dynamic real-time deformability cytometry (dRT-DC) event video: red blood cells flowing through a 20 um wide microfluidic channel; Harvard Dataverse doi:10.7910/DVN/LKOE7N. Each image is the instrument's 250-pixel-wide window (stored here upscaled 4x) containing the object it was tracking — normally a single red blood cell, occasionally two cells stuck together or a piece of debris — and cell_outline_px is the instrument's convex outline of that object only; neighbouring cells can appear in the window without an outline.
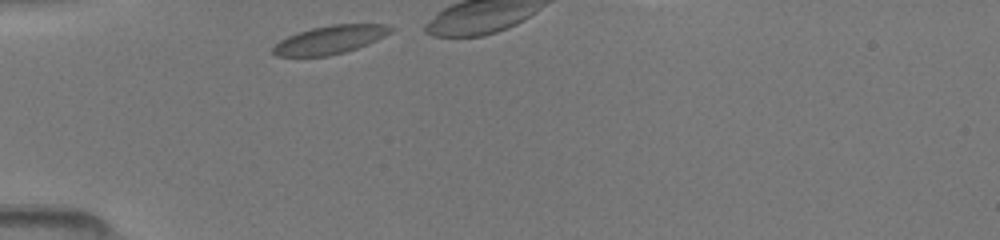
{"species": "common noctule bat (a hibernating species)", "species_latin": "Nyctalus noctula", "temperature_condition": "room temperature", "stored_images_in_passage": 8, "camera_frame_rate_fps": 3000, "um_per_image_px": 0.085, "animal": {"sex": "female", "body_mass_g": 19.5, "forearm_length_mm": 54.1}, "frame": {"image": 1, "passage_image": 1, "time_ms": 0.0, "image_size_px": [1000, 240], "cell_outline_px": [[396, 28], [392, 32], [368, 44], [344, 52], [328, 56], [276, 56], [272, 52], [272, 48], [280, 40], [288, 36], [312, 28], [332, 24], [388, 24]], "centroid_in_image_um": [28.09, 3.37], "position_along_channel_um": 56.9, "area_um2": 19.36}}